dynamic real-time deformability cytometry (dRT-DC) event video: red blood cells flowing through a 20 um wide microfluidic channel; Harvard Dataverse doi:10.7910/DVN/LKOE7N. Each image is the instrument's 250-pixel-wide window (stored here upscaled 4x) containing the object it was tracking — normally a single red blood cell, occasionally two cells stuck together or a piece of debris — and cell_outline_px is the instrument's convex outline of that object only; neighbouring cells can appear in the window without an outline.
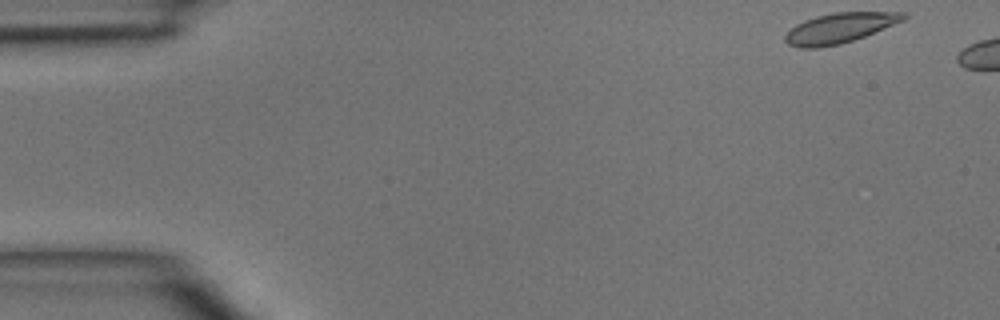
{"species": "common noctule bat (a hibernating species)", "species_latin": "Nyctalus noctula", "temperature_condition": "room temperature", "stored_images_in_passage": 4, "camera_frame_rate_fps": 3000, "um_per_image_px": 0.085, "animal": {"sex": "male", "body_mass_g": 15.6}, "frame": {"image": 1, "passage_image": 1, "time_ms": 0.0, "image_size_px": [1000, 320], "cell_outline_px": [[908, 16], [904, 20], [864, 36], [840, 44], [816, 48], [800, 48], [788, 44], [784, 40], [784, 36], [796, 24], [804, 20], [816, 16], [832, 12], [904, 12]], "centroid_in_image_um": [71.34, 2.37], "position_along_channel_um": 13.7, "area_um2": 20.58}}